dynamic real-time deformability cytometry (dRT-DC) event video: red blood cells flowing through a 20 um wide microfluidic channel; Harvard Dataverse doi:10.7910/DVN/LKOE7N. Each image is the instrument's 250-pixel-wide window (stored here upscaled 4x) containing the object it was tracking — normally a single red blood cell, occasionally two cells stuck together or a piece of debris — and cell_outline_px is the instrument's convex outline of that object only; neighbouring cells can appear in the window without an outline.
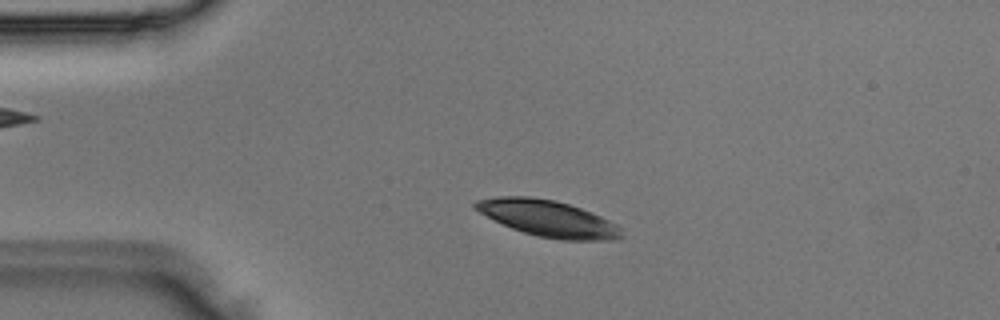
{"species": "Egyptian fruit bat (a non-hibernating species)", "species_latin": "Rousettus aegyptiacus", "temperature_condition": "room temperature", "stored_images_in_passage": 4, "camera_frame_rate_fps": 3000, "um_per_image_px": 0.085, "animal": {"sex": "male"}, "frame": {"image": 1, "passage_image": 3, "time_ms": 0.667, "image_size_px": [1000, 320], "cell_outline_px": [[624, 236], [616, 240], [564, 240], [540, 236], [524, 232], [512, 228], [480, 212], [472, 204], [476, 200], [496, 196], [528, 196], [556, 200], [580, 208], [600, 216], [616, 224], [620, 228]], "centroid_in_image_um": [46.61, 18.56], "position_along_channel_um": 38.4, "area_um2": 30.58}}
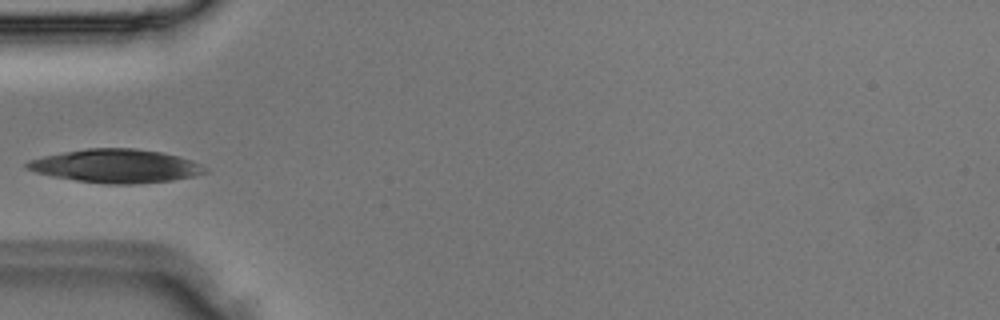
{"frame": {"image": 2, "passage_image": 4, "time_ms": 1.0, "image_size_px": [1000, 320], "cell_outline_px": [[208, 172], [196, 176], [172, 180], [132, 184], [108, 184], [76, 180], [52, 176], [36, 172], [24, 168], [24, 164], [28, 160], [44, 156], [64, 152], [88, 148], [136, 148], [160, 152], [180, 156], [192, 160], [208, 168]], "centroid_in_image_um": [9.88, 14.11], "position_along_channel_um": 75.1, "area_um2": 34.8}}